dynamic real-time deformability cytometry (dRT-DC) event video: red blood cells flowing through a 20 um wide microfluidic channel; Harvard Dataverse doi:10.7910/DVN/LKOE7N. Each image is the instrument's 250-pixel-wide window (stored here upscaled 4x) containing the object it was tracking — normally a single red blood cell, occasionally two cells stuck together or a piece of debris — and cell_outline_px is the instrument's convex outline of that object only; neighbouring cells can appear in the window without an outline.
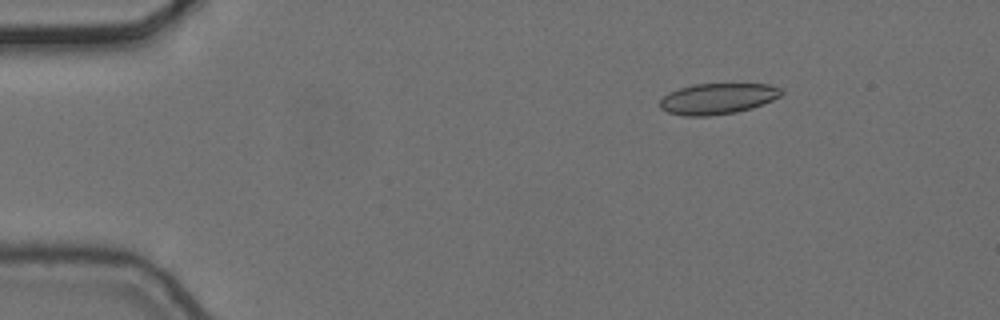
{"species": "common noctule bat (a hibernating species)", "species_latin": "Nyctalus noctula", "temperature_condition": "cold", "stored_images_in_passage": 3, "camera_frame_rate_fps": 3000, "um_per_image_px": 0.085, "animal": {"sex": "female", "body_mass_g": 24.6, "forearm_length_mm": 56.2}, "frame": {"image": 1, "passage_image": 2, "time_ms": 0.333, "image_size_px": [1000, 320], "cell_outline_px": [[784, 92], [780, 96], [772, 100], [752, 108], [736, 112], [708, 116], [684, 116], [668, 112], [660, 108], [660, 100], [668, 92], [680, 88], [696, 84], [768, 84], [780, 88]], "centroid_in_image_um": [60.99, 8.39], "position_along_channel_um": 24.0, "area_um2": 21.79}}